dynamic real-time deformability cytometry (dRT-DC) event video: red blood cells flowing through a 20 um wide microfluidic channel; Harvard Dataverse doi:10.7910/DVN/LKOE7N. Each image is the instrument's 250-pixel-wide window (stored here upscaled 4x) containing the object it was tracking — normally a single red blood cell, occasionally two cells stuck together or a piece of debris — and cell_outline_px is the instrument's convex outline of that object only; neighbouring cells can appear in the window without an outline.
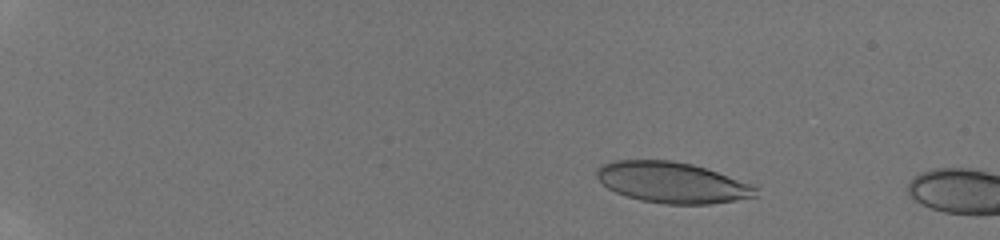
{"species": "human", "species_latin": "Homo sapiens", "temperature_condition": "room temperature", "stored_images_in_passage": 11, "camera_frame_rate_fps": 3000, "um_per_image_px": 0.085, "donor": {"sex": "male"}, "frame": {"image": 1, "passage_image": 7, "time_ms": 2.667, "image_size_px": [1000, 240], "cell_outline_px": [[756, 196], [736, 200], [712, 204], [668, 204], [640, 200], [616, 192], [608, 188], [596, 176], [596, 168], [600, 164], [616, 160], [672, 160], [692, 164], [752, 184], [756, 188]], "centroid_in_image_um": [57.1, 15.51], "position_along_channel_um": 27.9, "area_um2": 37.63}}